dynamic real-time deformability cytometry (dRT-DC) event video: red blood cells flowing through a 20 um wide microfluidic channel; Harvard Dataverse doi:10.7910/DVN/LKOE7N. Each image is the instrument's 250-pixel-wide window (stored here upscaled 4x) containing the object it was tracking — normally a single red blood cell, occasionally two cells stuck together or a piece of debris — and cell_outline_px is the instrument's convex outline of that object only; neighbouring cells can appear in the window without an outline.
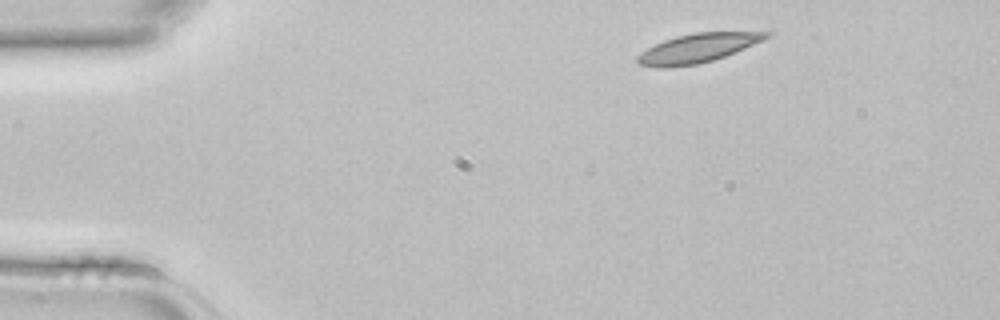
{"species": "common noctule bat (a hibernating species)", "species_latin": "Nyctalus noctula", "temperature_condition": "room temperature", "stored_images_in_passage": 3, "camera_frame_rate_fps": 3000, "um_per_image_px": 0.085, "animal": {"sex": "female", "body_mass_g": 22.7, "forearm_length_mm": 54.2}, "frame": {"image": 1, "passage_image": 1, "time_ms": 0.0, "image_size_px": [1000, 320], "cell_outline_px": [[772, 36], [764, 40], [724, 56], [712, 60], [696, 64], [660, 68], [640, 64], [636, 60], [636, 56], [640, 52], [664, 40], [676, 36], [696, 32], [772, 32]], "centroid_in_image_um": [59.3, 4.08], "position_along_channel_um": 25.7, "area_um2": 21.44}}
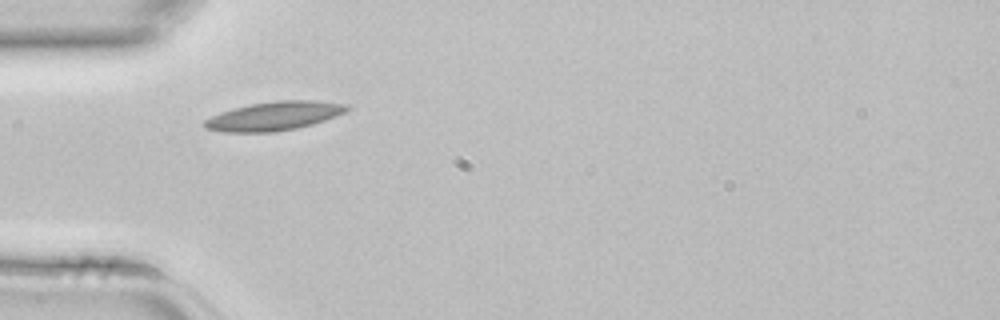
{"frame": {"image": 2, "passage_image": 3, "time_ms": 0.667, "image_size_px": [1000, 320], "cell_outline_px": [[352, 108], [336, 116], [312, 124], [296, 128], [276, 132], [224, 132], [204, 128], [200, 124], [204, 120], [220, 112], [252, 104], [276, 100], [316, 100], [348, 104]], "centroid_in_image_um": [23.31, 9.86], "position_along_channel_um": 61.7, "area_um2": 23.99}}